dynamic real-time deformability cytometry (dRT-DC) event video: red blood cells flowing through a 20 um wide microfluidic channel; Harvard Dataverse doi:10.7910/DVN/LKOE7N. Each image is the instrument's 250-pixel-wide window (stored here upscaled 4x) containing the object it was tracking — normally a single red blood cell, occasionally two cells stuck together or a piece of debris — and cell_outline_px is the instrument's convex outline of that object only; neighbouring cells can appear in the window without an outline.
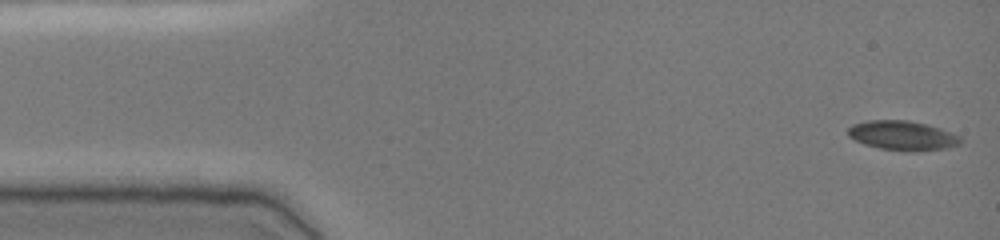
{"species": "common noctule bat (a hibernating species)", "species_latin": "Nyctalus noctula", "temperature_condition": "cold", "stored_images_in_passage": 49, "camera_frame_rate_fps": 3000, "um_per_image_px": 0.085, "animal": {"sex": "female", "body_mass_g": 19.0, "forearm_length_mm": 51.5}, "frame": {"image": 1, "passage_image": 1, "time_ms": 0.0, "image_size_px": [1000, 240], "cell_outline_px": [[964, 140], [960, 144], [948, 148], [880, 148], [864, 144], [848, 136], [848, 128], [852, 124], [868, 120], [908, 120], [940, 128], [960, 136]], "centroid_in_image_um": [76.68, 11.46], "position_along_channel_um": 8.3, "area_um2": 18.38}}
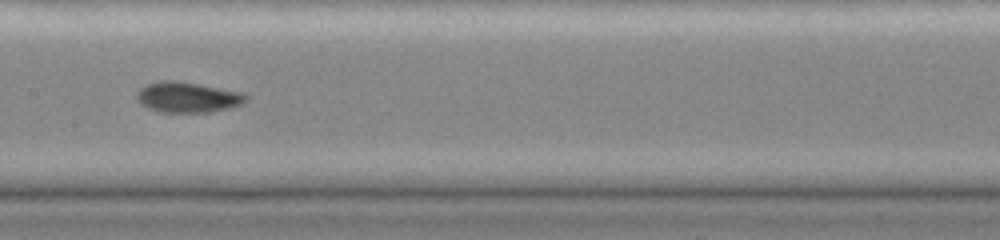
{"frame": {"image": 2, "passage_image": 24, "time_ms": 7.667, "image_size_px": [1000, 240], "cell_outline_px": [[248, 96], [240, 104], [232, 108], [208, 112], [160, 112], [148, 108], [140, 104], [136, 96], [136, 92], [140, 88], [148, 84], [160, 80], [172, 80], [196, 84], [240, 92]], "centroid_in_image_um": [15.89, 8.27], "position_along_channel_um": 191.5, "area_um2": 19.13}}
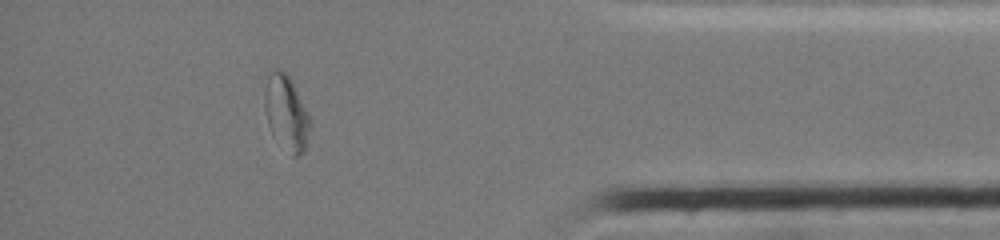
{"frame": {"image": 3, "passage_image": 43, "time_ms": 14.0, "image_size_px": [1000, 240], "cell_outline_px": [[308, 128], [304, 152], [300, 156], [292, 156], [272, 136], [268, 124], [264, 108], [264, 92], [268, 68], [276, 68], [284, 72], [292, 80], [308, 116]], "centroid_in_image_um": [24.26, 9.55], "position_along_channel_um": 410.9, "area_um2": 19.71}, "authors_computed_cell_mechanics": {"area_um2": 18.6694, "velocity_mm_per_s": 3.8383, "shape_relaxation_time_tau1_ms": null, "shape_relaxation_time_tau2_ms": 2.1551, "deformation_change_tau1": null, "deformation_change_tau2": 0.0597}}